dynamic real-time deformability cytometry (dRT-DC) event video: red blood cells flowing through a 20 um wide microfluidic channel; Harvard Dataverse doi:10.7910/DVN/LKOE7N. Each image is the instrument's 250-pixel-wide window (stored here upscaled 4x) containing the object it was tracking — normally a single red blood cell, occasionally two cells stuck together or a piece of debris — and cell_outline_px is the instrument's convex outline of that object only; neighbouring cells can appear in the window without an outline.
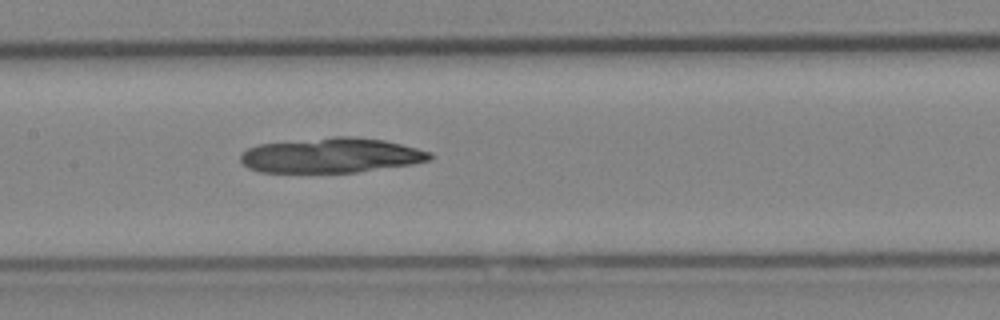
{"species": "Egyptian fruit bat (a non-hibernating species)", "species_latin": "Rousettus aegyptiacus", "temperature_condition": "cold", "stored_images_in_passage": 35, "camera_frame_rate_fps": 3000, "um_per_image_px": 0.085, "animal": {"sex": "female"}, "frame": {"image": 1, "passage_image": 10, "time_ms": 3.0, "image_size_px": [1000, 320], "cell_outline_px": [[432, 156], [428, 160], [412, 164], [356, 172], [260, 172], [248, 168], [240, 160], [240, 156], [248, 148], [260, 144], [332, 136], [352, 136], [384, 140], [432, 152]], "centroid_in_image_um": [28.14, 13.2], "position_along_channel_um": 179.3, "area_um2": 38.32}}
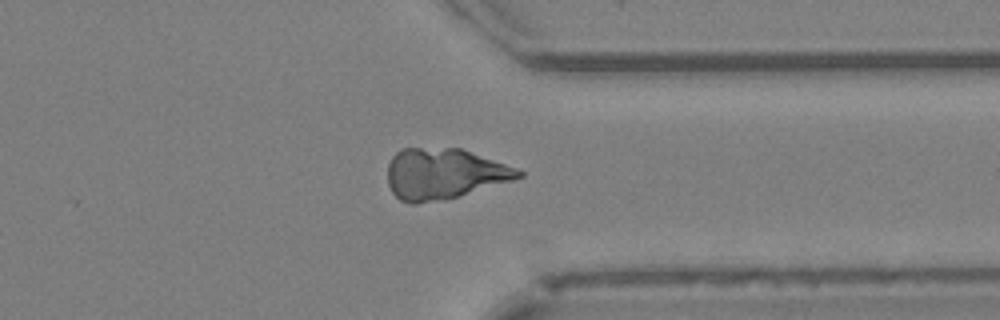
{"frame": {"image": 2, "passage_image": 24, "time_ms": 7.667, "image_size_px": [1000, 320], "cell_outline_px": [[524, 176], [512, 180], [456, 196], [416, 204], [412, 204], [400, 200], [392, 192], [388, 184], [388, 164], [392, 156], [400, 148], [460, 148], [516, 168], [524, 172]], "centroid_in_image_um": [37.69, 14.76], "position_along_channel_um": 373.7, "area_um2": 38.15}}
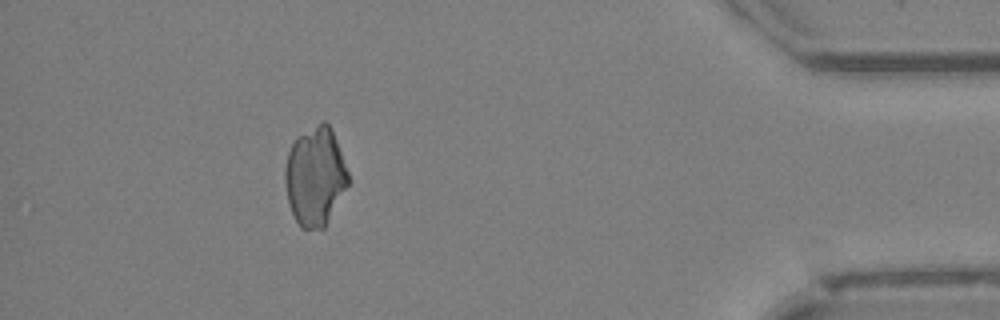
{"frame": {"image": 3, "passage_image": 30, "time_ms": 9.667, "image_size_px": [1000, 320], "cell_outline_px": [[352, 180], [324, 228], [300, 228], [288, 204], [284, 180], [284, 168], [288, 152], [296, 136], [324, 120], [332, 128]], "centroid_in_image_um": [26.8, 14.98], "position_along_channel_um": 408.4, "area_um2": 36.82}}